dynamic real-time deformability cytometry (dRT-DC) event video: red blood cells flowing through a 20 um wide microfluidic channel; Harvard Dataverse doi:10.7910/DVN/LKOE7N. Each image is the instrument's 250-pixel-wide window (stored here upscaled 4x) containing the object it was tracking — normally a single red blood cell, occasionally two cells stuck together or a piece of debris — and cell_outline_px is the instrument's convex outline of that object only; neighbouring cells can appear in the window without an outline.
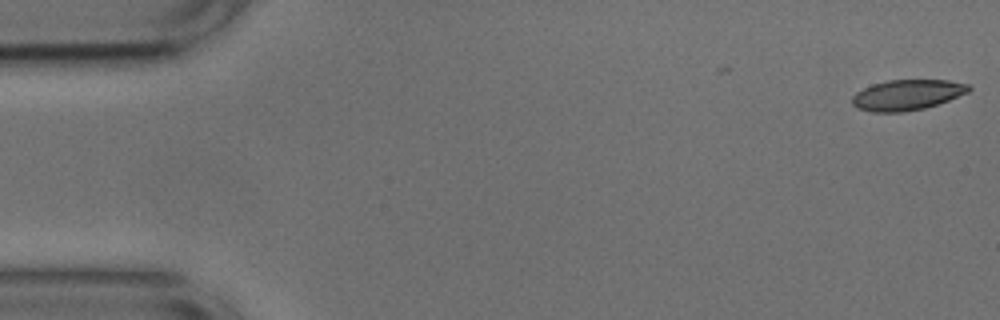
{"species": "common noctule bat (a hibernating species)", "species_latin": "Nyctalus noctula", "temperature_condition": "cold", "stored_images_in_passage": 14, "camera_frame_rate_fps": 3000, "um_per_image_px": 0.085, "animal": {"sex": "male", "body_mass_g": 17.9, "forearm_length_mm": 54.2}, "frame": {"image": 1, "passage_image": 1, "time_ms": 0.0, "image_size_px": [1000, 320], "cell_outline_px": [[972, 88], [968, 92], [948, 100], [924, 108], [904, 112], [872, 112], [860, 108], [852, 104], [852, 96], [856, 92], [872, 84], [888, 80], [948, 80], [968, 84]], "centroid_in_image_um": [77.1, 8.06], "position_along_channel_um": 7.9, "area_um2": 20.58}}